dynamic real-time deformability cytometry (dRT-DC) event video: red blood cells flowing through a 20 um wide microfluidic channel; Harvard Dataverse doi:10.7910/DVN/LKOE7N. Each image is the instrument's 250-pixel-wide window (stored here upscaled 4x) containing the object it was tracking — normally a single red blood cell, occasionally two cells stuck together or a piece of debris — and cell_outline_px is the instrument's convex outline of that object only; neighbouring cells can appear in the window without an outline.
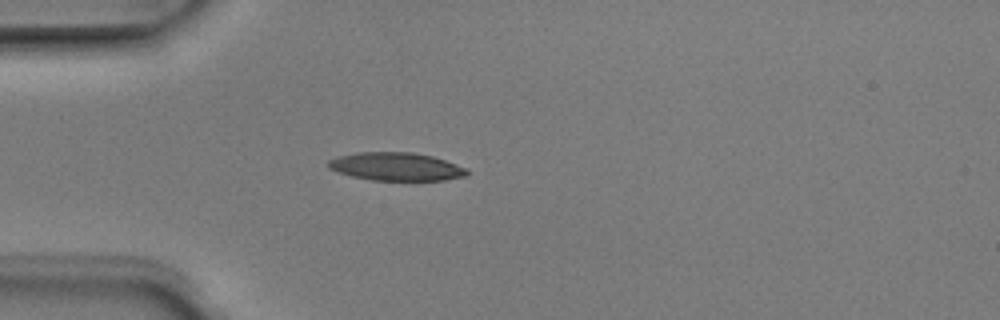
{"species": "Egyptian fruit bat (a non-hibernating species)", "species_latin": "Rousettus aegyptiacus", "temperature_condition": "room temperature", "stored_images_in_passage": 1, "camera_frame_rate_fps": 3000, "um_per_image_px": 0.085, "animal": {"sex": "male"}, "frame": {"image": 1, "passage_image": 1, "time_ms": 0.0, "image_size_px": [1000, 320], "cell_outline_px": [[468, 176], [444, 180], [372, 180], [352, 176], [336, 172], [328, 168], [328, 160], [336, 156], [356, 152], [412, 152], [432, 156], [468, 168]], "centroid_in_image_um": [33.65, 14.16], "position_along_channel_um": 51.3, "area_um2": 22.89}}